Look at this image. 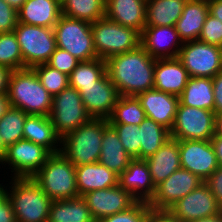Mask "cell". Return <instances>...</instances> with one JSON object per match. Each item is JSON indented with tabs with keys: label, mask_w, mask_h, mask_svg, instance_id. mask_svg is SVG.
Listing matches in <instances>:
<instances>
[{
	"label": "cell",
	"mask_w": 222,
	"mask_h": 222,
	"mask_svg": "<svg viewBox=\"0 0 222 222\" xmlns=\"http://www.w3.org/2000/svg\"><path fill=\"white\" fill-rule=\"evenodd\" d=\"M140 45L154 59L178 57L183 45L175 26H145Z\"/></svg>",
	"instance_id": "obj_18"
},
{
	"label": "cell",
	"mask_w": 222,
	"mask_h": 222,
	"mask_svg": "<svg viewBox=\"0 0 222 222\" xmlns=\"http://www.w3.org/2000/svg\"><path fill=\"white\" fill-rule=\"evenodd\" d=\"M79 62L80 61L72 56L68 51L57 47L52 53L47 64L69 76Z\"/></svg>",
	"instance_id": "obj_42"
},
{
	"label": "cell",
	"mask_w": 222,
	"mask_h": 222,
	"mask_svg": "<svg viewBox=\"0 0 222 222\" xmlns=\"http://www.w3.org/2000/svg\"><path fill=\"white\" fill-rule=\"evenodd\" d=\"M3 187H4V185L2 186L0 184V204L7 198L6 197V190Z\"/></svg>",
	"instance_id": "obj_56"
},
{
	"label": "cell",
	"mask_w": 222,
	"mask_h": 222,
	"mask_svg": "<svg viewBox=\"0 0 222 222\" xmlns=\"http://www.w3.org/2000/svg\"><path fill=\"white\" fill-rule=\"evenodd\" d=\"M105 73L106 62L104 59L81 61L68 76L69 86L79 90L81 86L93 85Z\"/></svg>",
	"instance_id": "obj_35"
},
{
	"label": "cell",
	"mask_w": 222,
	"mask_h": 222,
	"mask_svg": "<svg viewBox=\"0 0 222 222\" xmlns=\"http://www.w3.org/2000/svg\"><path fill=\"white\" fill-rule=\"evenodd\" d=\"M10 107L7 94H0V119Z\"/></svg>",
	"instance_id": "obj_52"
},
{
	"label": "cell",
	"mask_w": 222,
	"mask_h": 222,
	"mask_svg": "<svg viewBox=\"0 0 222 222\" xmlns=\"http://www.w3.org/2000/svg\"><path fill=\"white\" fill-rule=\"evenodd\" d=\"M204 181L190 171L179 168L156 186L154 196L148 202L152 211L166 212L179 199L185 197Z\"/></svg>",
	"instance_id": "obj_14"
},
{
	"label": "cell",
	"mask_w": 222,
	"mask_h": 222,
	"mask_svg": "<svg viewBox=\"0 0 222 222\" xmlns=\"http://www.w3.org/2000/svg\"><path fill=\"white\" fill-rule=\"evenodd\" d=\"M6 3H8L12 8L15 10H19L20 7L27 1V0H4Z\"/></svg>",
	"instance_id": "obj_54"
},
{
	"label": "cell",
	"mask_w": 222,
	"mask_h": 222,
	"mask_svg": "<svg viewBox=\"0 0 222 222\" xmlns=\"http://www.w3.org/2000/svg\"><path fill=\"white\" fill-rule=\"evenodd\" d=\"M186 106L214 111V91L212 78L190 77L179 96Z\"/></svg>",
	"instance_id": "obj_30"
},
{
	"label": "cell",
	"mask_w": 222,
	"mask_h": 222,
	"mask_svg": "<svg viewBox=\"0 0 222 222\" xmlns=\"http://www.w3.org/2000/svg\"><path fill=\"white\" fill-rule=\"evenodd\" d=\"M116 131L123 148L133 158L140 160V129L139 125L110 124Z\"/></svg>",
	"instance_id": "obj_39"
},
{
	"label": "cell",
	"mask_w": 222,
	"mask_h": 222,
	"mask_svg": "<svg viewBox=\"0 0 222 222\" xmlns=\"http://www.w3.org/2000/svg\"><path fill=\"white\" fill-rule=\"evenodd\" d=\"M0 65L12 71L24 69L23 57L14 31L0 33Z\"/></svg>",
	"instance_id": "obj_37"
},
{
	"label": "cell",
	"mask_w": 222,
	"mask_h": 222,
	"mask_svg": "<svg viewBox=\"0 0 222 222\" xmlns=\"http://www.w3.org/2000/svg\"><path fill=\"white\" fill-rule=\"evenodd\" d=\"M78 91L92 118L108 119L120 97L107 72L93 85L81 86Z\"/></svg>",
	"instance_id": "obj_16"
},
{
	"label": "cell",
	"mask_w": 222,
	"mask_h": 222,
	"mask_svg": "<svg viewBox=\"0 0 222 222\" xmlns=\"http://www.w3.org/2000/svg\"><path fill=\"white\" fill-rule=\"evenodd\" d=\"M0 222H16L14 211L7 198L0 204Z\"/></svg>",
	"instance_id": "obj_46"
},
{
	"label": "cell",
	"mask_w": 222,
	"mask_h": 222,
	"mask_svg": "<svg viewBox=\"0 0 222 222\" xmlns=\"http://www.w3.org/2000/svg\"><path fill=\"white\" fill-rule=\"evenodd\" d=\"M61 15V0H27L18 10V23L53 28Z\"/></svg>",
	"instance_id": "obj_23"
},
{
	"label": "cell",
	"mask_w": 222,
	"mask_h": 222,
	"mask_svg": "<svg viewBox=\"0 0 222 222\" xmlns=\"http://www.w3.org/2000/svg\"><path fill=\"white\" fill-rule=\"evenodd\" d=\"M214 122V111L189 107L179 101L170 137L176 140H211Z\"/></svg>",
	"instance_id": "obj_11"
},
{
	"label": "cell",
	"mask_w": 222,
	"mask_h": 222,
	"mask_svg": "<svg viewBox=\"0 0 222 222\" xmlns=\"http://www.w3.org/2000/svg\"><path fill=\"white\" fill-rule=\"evenodd\" d=\"M177 58L190 77L213 78L222 70V47L199 40L183 42Z\"/></svg>",
	"instance_id": "obj_10"
},
{
	"label": "cell",
	"mask_w": 222,
	"mask_h": 222,
	"mask_svg": "<svg viewBox=\"0 0 222 222\" xmlns=\"http://www.w3.org/2000/svg\"><path fill=\"white\" fill-rule=\"evenodd\" d=\"M222 209V166H219L205 181Z\"/></svg>",
	"instance_id": "obj_44"
},
{
	"label": "cell",
	"mask_w": 222,
	"mask_h": 222,
	"mask_svg": "<svg viewBox=\"0 0 222 222\" xmlns=\"http://www.w3.org/2000/svg\"><path fill=\"white\" fill-rule=\"evenodd\" d=\"M12 178L6 197L12 206L16 222H47L52 200L32 179Z\"/></svg>",
	"instance_id": "obj_3"
},
{
	"label": "cell",
	"mask_w": 222,
	"mask_h": 222,
	"mask_svg": "<svg viewBox=\"0 0 222 222\" xmlns=\"http://www.w3.org/2000/svg\"><path fill=\"white\" fill-rule=\"evenodd\" d=\"M166 212L179 222H191L218 215L222 212V209L210 188L204 182L185 197L179 199Z\"/></svg>",
	"instance_id": "obj_13"
},
{
	"label": "cell",
	"mask_w": 222,
	"mask_h": 222,
	"mask_svg": "<svg viewBox=\"0 0 222 222\" xmlns=\"http://www.w3.org/2000/svg\"><path fill=\"white\" fill-rule=\"evenodd\" d=\"M210 141L213 145L219 166H222V137L213 136Z\"/></svg>",
	"instance_id": "obj_50"
},
{
	"label": "cell",
	"mask_w": 222,
	"mask_h": 222,
	"mask_svg": "<svg viewBox=\"0 0 222 222\" xmlns=\"http://www.w3.org/2000/svg\"><path fill=\"white\" fill-rule=\"evenodd\" d=\"M12 70L0 65V94H7Z\"/></svg>",
	"instance_id": "obj_47"
},
{
	"label": "cell",
	"mask_w": 222,
	"mask_h": 222,
	"mask_svg": "<svg viewBox=\"0 0 222 222\" xmlns=\"http://www.w3.org/2000/svg\"><path fill=\"white\" fill-rule=\"evenodd\" d=\"M137 98L141 102L146 117L171 130L179 104L178 96L153 88L139 93Z\"/></svg>",
	"instance_id": "obj_19"
},
{
	"label": "cell",
	"mask_w": 222,
	"mask_h": 222,
	"mask_svg": "<svg viewBox=\"0 0 222 222\" xmlns=\"http://www.w3.org/2000/svg\"><path fill=\"white\" fill-rule=\"evenodd\" d=\"M106 72L120 96H137L154 88L156 59L139 45L105 60Z\"/></svg>",
	"instance_id": "obj_1"
},
{
	"label": "cell",
	"mask_w": 222,
	"mask_h": 222,
	"mask_svg": "<svg viewBox=\"0 0 222 222\" xmlns=\"http://www.w3.org/2000/svg\"><path fill=\"white\" fill-rule=\"evenodd\" d=\"M209 14L222 21V0H207Z\"/></svg>",
	"instance_id": "obj_49"
},
{
	"label": "cell",
	"mask_w": 222,
	"mask_h": 222,
	"mask_svg": "<svg viewBox=\"0 0 222 222\" xmlns=\"http://www.w3.org/2000/svg\"><path fill=\"white\" fill-rule=\"evenodd\" d=\"M145 222H179L172 218L167 212L152 211Z\"/></svg>",
	"instance_id": "obj_48"
},
{
	"label": "cell",
	"mask_w": 222,
	"mask_h": 222,
	"mask_svg": "<svg viewBox=\"0 0 222 222\" xmlns=\"http://www.w3.org/2000/svg\"><path fill=\"white\" fill-rule=\"evenodd\" d=\"M209 14L207 0H188L178 21L176 31L182 42L198 40Z\"/></svg>",
	"instance_id": "obj_26"
},
{
	"label": "cell",
	"mask_w": 222,
	"mask_h": 222,
	"mask_svg": "<svg viewBox=\"0 0 222 222\" xmlns=\"http://www.w3.org/2000/svg\"><path fill=\"white\" fill-rule=\"evenodd\" d=\"M190 78L181 61L176 58L156 59L154 88L180 96Z\"/></svg>",
	"instance_id": "obj_21"
},
{
	"label": "cell",
	"mask_w": 222,
	"mask_h": 222,
	"mask_svg": "<svg viewBox=\"0 0 222 222\" xmlns=\"http://www.w3.org/2000/svg\"><path fill=\"white\" fill-rule=\"evenodd\" d=\"M145 118V111L137 96H120L107 120L109 124L140 125Z\"/></svg>",
	"instance_id": "obj_34"
},
{
	"label": "cell",
	"mask_w": 222,
	"mask_h": 222,
	"mask_svg": "<svg viewBox=\"0 0 222 222\" xmlns=\"http://www.w3.org/2000/svg\"><path fill=\"white\" fill-rule=\"evenodd\" d=\"M82 197L95 221L126 211L138 202L118 184L111 188L90 191Z\"/></svg>",
	"instance_id": "obj_17"
},
{
	"label": "cell",
	"mask_w": 222,
	"mask_h": 222,
	"mask_svg": "<svg viewBox=\"0 0 222 222\" xmlns=\"http://www.w3.org/2000/svg\"><path fill=\"white\" fill-rule=\"evenodd\" d=\"M191 222H222V212L212 217L201 218Z\"/></svg>",
	"instance_id": "obj_53"
},
{
	"label": "cell",
	"mask_w": 222,
	"mask_h": 222,
	"mask_svg": "<svg viewBox=\"0 0 222 222\" xmlns=\"http://www.w3.org/2000/svg\"><path fill=\"white\" fill-rule=\"evenodd\" d=\"M51 154L44 146L21 139L7 147L0 164L10 165L14 178H31L46 163Z\"/></svg>",
	"instance_id": "obj_12"
},
{
	"label": "cell",
	"mask_w": 222,
	"mask_h": 222,
	"mask_svg": "<svg viewBox=\"0 0 222 222\" xmlns=\"http://www.w3.org/2000/svg\"><path fill=\"white\" fill-rule=\"evenodd\" d=\"M91 31L96 55L100 59L106 60L140 45L141 34L138 31L106 17L92 23Z\"/></svg>",
	"instance_id": "obj_6"
},
{
	"label": "cell",
	"mask_w": 222,
	"mask_h": 222,
	"mask_svg": "<svg viewBox=\"0 0 222 222\" xmlns=\"http://www.w3.org/2000/svg\"><path fill=\"white\" fill-rule=\"evenodd\" d=\"M118 185L138 201L149 202L154 196V186L145 160L133 159L118 176Z\"/></svg>",
	"instance_id": "obj_20"
},
{
	"label": "cell",
	"mask_w": 222,
	"mask_h": 222,
	"mask_svg": "<svg viewBox=\"0 0 222 222\" xmlns=\"http://www.w3.org/2000/svg\"><path fill=\"white\" fill-rule=\"evenodd\" d=\"M214 136L222 137V112L215 113Z\"/></svg>",
	"instance_id": "obj_51"
},
{
	"label": "cell",
	"mask_w": 222,
	"mask_h": 222,
	"mask_svg": "<svg viewBox=\"0 0 222 222\" xmlns=\"http://www.w3.org/2000/svg\"><path fill=\"white\" fill-rule=\"evenodd\" d=\"M75 174L79 196L118 184V175L99 162L75 166Z\"/></svg>",
	"instance_id": "obj_25"
},
{
	"label": "cell",
	"mask_w": 222,
	"mask_h": 222,
	"mask_svg": "<svg viewBox=\"0 0 222 222\" xmlns=\"http://www.w3.org/2000/svg\"><path fill=\"white\" fill-rule=\"evenodd\" d=\"M47 222H96L82 196L54 200L51 203Z\"/></svg>",
	"instance_id": "obj_29"
},
{
	"label": "cell",
	"mask_w": 222,
	"mask_h": 222,
	"mask_svg": "<svg viewBox=\"0 0 222 222\" xmlns=\"http://www.w3.org/2000/svg\"><path fill=\"white\" fill-rule=\"evenodd\" d=\"M198 40L222 47V21L208 14Z\"/></svg>",
	"instance_id": "obj_41"
},
{
	"label": "cell",
	"mask_w": 222,
	"mask_h": 222,
	"mask_svg": "<svg viewBox=\"0 0 222 222\" xmlns=\"http://www.w3.org/2000/svg\"><path fill=\"white\" fill-rule=\"evenodd\" d=\"M188 0H147L146 26H175Z\"/></svg>",
	"instance_id": "obj_31"
},
{
	"label": "cell",
	"mask_w": 222,
	"mask_h": 222,
	"mask_svg": "<svg viewBox=\"0 0 222 222\" xmlns=\"http://www.w3.org/2000/svg\"><path fill=\"white\" fill-rule=\"evenodd\" d=\"M152 210L148 202L138 201L130 209L106 216L96 222H145Z\"/></svg>",
	"instance_id": "obj_40"
},
{
	"label": "cell",
	"mask_w": 222,
	"mask_h": 222,
	"mask_svg": "<svg viewBox=\"0 0 222 222\" xmlns=\"http://www.w3.org/2000/svg\"><path fill=\"white\" fill-rule=\"evenodd\" d=\"M214 91V112H222V70L218 72L213 78Z\"/></svg>",
	"instance_id": "obj_45"
},
{
	"label": "cell",
	"mask_w": 222,
	"mask_h": 222,
	"mask_svg": "<svg viewBox=\"0 0 222 222\" xmlns=\"http://www.w3.org/2000/svg\"><path fill=\"white\" fill-rule=\"evenodd\" d=\"M23 139L44 146L51 153L61 152V137L56 133L49 116L28 115L25 119Z\"/></svg>",
	"instance_id": "obj_27"
},
{
	"label": "cell",
	"mask_w": 222,
	"mask_h": 222,
	"mask_svg": "<svg viewBox=\"0 0 222 222\" xmlns=\"http://www.w3.org/2000/svg\"><path fill=\"white\" fill-rule=\"evenodd\" d=\"M6 149H7V147L4 145V143L1 139V136H0V162L6 154Z\"/></svg>",
	"instance_id": "obj_55"
},
{
	"label": "cell",
	"mask_w": 222,
	"mask_h": 222,
	"mask_svg": "<svg viewBox=\"0 0 222 222\" xmlns=\"http://www.w3.org/2000/svg\"><path fill=\"white\" fill-rule=\"evenodd\" d=\"M24 68H33L49 61L57 44L53 28L18 23L14 29Z\"/></svg>",
	"instance_id": "obj_8"
},
{
	"label": "cell",
	"mask_w": 222,
	"mask_h": 222,
	"mask_svg": "<svg viewBox=\"0 0 222 222\" xmlns=\"http://www.w3.org/2000/svg\"><path fill=\"white\" fill-rule=\"evenodd\" d=\"M140 129V160L151 157L168 139L170 130L146 117L139 125Z\"/></svg>",
	"instance_id": "obj_32"
},
{
	"label": "cell",
	"mask_w": 222,
	"mask_h": 222,
	"mask_svg": "<svg viewBox=\"0 0 222 222\" xmlns=\"http://www.w3.org/2000/svg\"><path fill=\"white\" fill-rule=\"evenodd\" d=\"M107 119L91 118L76 130L61 138V152L74 165L93 164L99 161L104 128Z\"/></svg>",
	"instance_id": "obj_4"
},
{
	"label": "cell",
	"mask_w": 222,
	"mask_h": 222,
	"mask_svg": "<svg viewBox=\"0 0 222 222\" xmlns=\"http://www.w3.org/2000/svg\"><path fill=\"white\" fill-rule=\"evenodd\" d=\"M42 86L54 97L69 86L68 76L47 63L33 67Z\"/></svg>",
	"instance_id": "obj_38"
},
{
	"label": "cell",
	"mask_w": 222,
	"mask_h": 222,
	"mask_svg": "<svg viewBox=\"0 0 222 222\" xmlns=\"http://www.w3.org/2000/svg\"><path fill=\"white\" fill-rule=\"evenodd\" d=\"M132 160L133 158L123 148L115 129L108 124L104 128L98 162L119 176Z\"/></svg>",
	"instance_id": "obj_28"
},
{
	"label": "cell",
	"mask_w": 222,
	"mask_h": 222,
	"mask_svg": "<svg viewBox=\"0 0 222 222\" xmlns=\"http://www.w3.org/2000/svg\"><path fill=\"white\" fill-rule=\"evenodd\" d=\"M7 97L11 107L28 115H50L53 96L42 86L33 68L11 72Z\"/></svg>",
	"instance_id": "obj_2"
},
{
	"label": "cell",
	"mask_w": 222,
	"mask_h": 222,
	"mask_svg": "<svg viewBox=\"0 0 222 222\" xmlns=\"http://www.w3.org/2000/svg\"><path fill=\"white\" fill-rule=\"evenodd\" d=\"M28 116L19 108L9 107L0 119V136L6 147L23 139L25 119Z\"/></svg>",
	"instance_id": "obj_36"
},
{
	"label": "cell",
	"mask_w": 222,
	"mask_h": 222,
	"mask_svg": "<svg viewBox=\"0 0 222 222\" xmlns=\"http://www.w3.org/2000/svg\"><path fill=\"white\" fill-rule=\"evenodd\" d=\"M18 24V11L0 0V33H11Z\"/></svg>",
	"instance_id": "obj_43"
},
{
	"label": "cell",
	"mask_w": 222,
	"mask_h": 222,
	"mask_svg": "<svg viewBox=\"0 0 222 222\" xmlns=\"http://www.w3.org/2000/svg\"><path fill=\"white\" fill-rule=\"evenodd\" d=\"M49 117L61 138L92 118L82 103L79 91L70 86L53 97Z\"/></svg>",
	"instance_id": "obj_9"
},
{
	"label": "cell",
	"mask_w": 222,
	"mask_h": 222,
	"mask_svg": "<svg viewBox=\"0 0 222 222\" xmlns=\"http://www.w3.org/2000/svg\"><path fill=\"white\" fill-rule=\"evenodd\" d=\"M152 182L156 187L172 173L181 168L179 140L168 139L151 157L146 160Z\"/></svg>",
	"instance_id": "obj_24"
},
{
	"label": "cell",
	"mask_w": 222,
	"mask_h": 222,
	"mask_svg": "<svg viewBox=\"0 0 222 222\" xmlns=\"http://www.w3.org/2000/svg\"><path fill=\"white\" fill-rule=\"evenodd\" d=\"M92 23L61 15L53 27L57 47L68 51L77 60L98 58L93 43Z\"/></svg>",
	"instance_id": "obj_7"
},
{
	"label": "cell",
	"mask_w": 222,
	"mask_h": 222,
	"mask_svg": "<svg viewBox=\"0 0 222 222\" xmlns=\"http://www.w3.org/2000/svg\"><path fill=\"white\" fill-rule=\"evenodd\" d=\"M62 15L94 23L105 17L104 0H63L61 2Z\"/></svg>",
	"instance_id": "obj_33"
},
{
	"label": "cell",
	"mask_w": 222,
	"mask_h": 222,
	"mask_svg": "<svg viewBox=\"0 0 222 222\" xmlns=\"http://www.w3.org/2000/svg\"><path fill=\"white\" fill-rule=\"evenodd\" d=\"M181 168L190 171L204 182L219 167L210 140H179Z\"/></svg>",
	"instance_id": "obj_15"
},
{
	"label": "cell",
	"mask_w": 222,
	"mask_h": 222,
	"mask_svg": "<svg viewBox=\"0 0 222 222\" xmlns=\"http://www.w3.org/2000/svg\"><path fill=\"white\" fill-rule=\"evenodd\" d=\"M147 0H108L105 17L140 34L146 26Z\"/></svg>",
	"instance_id": "obj_22"
},
{
	"label": "cell",
	"mask_w": 222,
	"mask_h": 222,
	"mask_svg": "<svg viewBox=\"0 0 222 222\" xmlns=\"http://www.w3.org/2000/svg\"><path fill=\"white\" fill-rule=\"evenodd\" d=\"M32 179L52 200L72 199L79 196L75 166L62 154L52 153Z\"/></svg>",
	"instance_id": "obj_5"
}]
</instances>
